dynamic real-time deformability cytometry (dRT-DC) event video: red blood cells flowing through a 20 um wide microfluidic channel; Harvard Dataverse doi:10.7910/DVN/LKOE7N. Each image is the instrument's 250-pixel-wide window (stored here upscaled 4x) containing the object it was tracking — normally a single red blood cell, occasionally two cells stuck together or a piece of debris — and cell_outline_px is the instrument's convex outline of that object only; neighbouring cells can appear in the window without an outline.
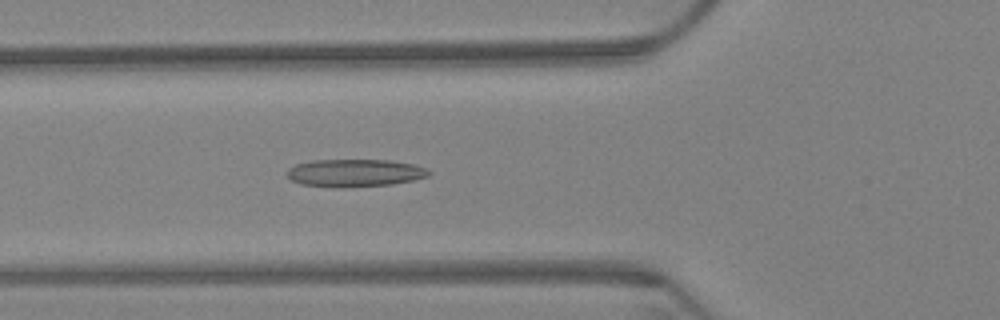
{"species": "Egyptian fruit bat (a non-hibernating species)", "species_latin": "Rousettus aegyptiacus", "temperature_condition": "warm", "stored_images_in_passage": 63, "camera_frame_rate_fps": 3000, "um_per_image_px": 0.085, "animal": {"sex": "female"}, "frame": {"image": 1, "passage_image": 23, "time_ms": 7.333, "image_size_px": [1000, 320], "cell_outline_px": [[432, 172], [428, 176], [412, 180], [392, 184], [344, 188], [300, 184], [292, 180], [288, 176], [288, 168], [296, 164], [312, 160], [388, 160], [416, 164], [428, 168]], "centroid_in_image_um": [30.19, 14.69], "position_along_channel_um": 95.6, "area_um2": 22.95}}
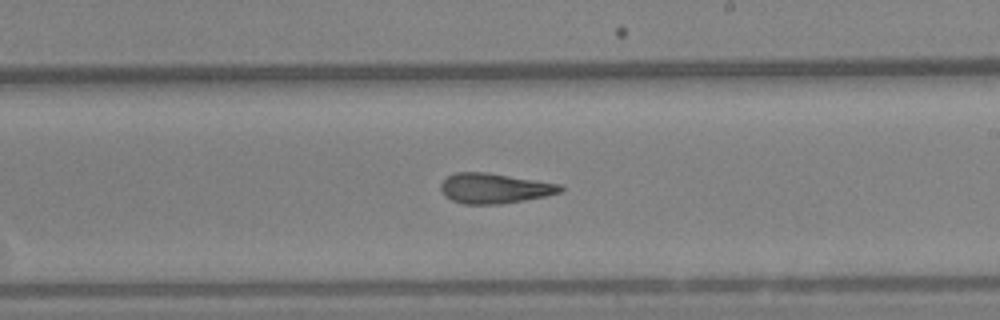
{"frame": {"image": 2, "passage_image": 37, "time_ms": 12.0, "image_size_px": [1000, 320], "cell_outline_px": [[564, 188], [560, 192], [544, 196], [524, 200], [500, 204], [464, 204], [452, 200], [444, 196], [440, 188], [440, 184], [448, 176], [456, 172], [484, 172], [560, 184]], "centroid_in_image_um": [41.98, 16.01], "position_along_channel_um": 247.0, "area_um2": 20.75}}
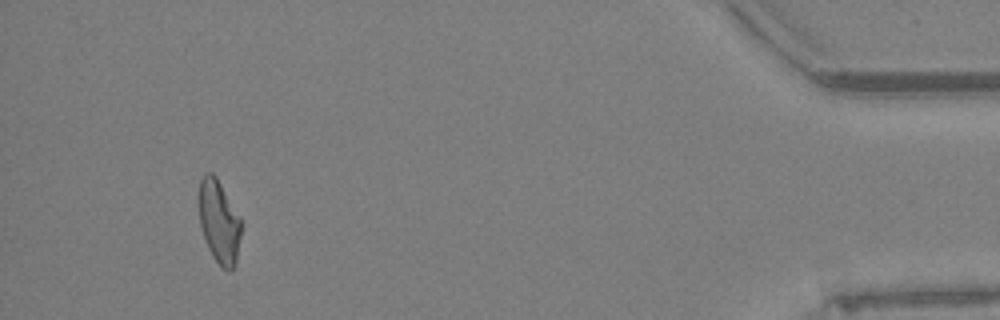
{"frame": {"image": 3, "passage_image": 59, "time_ms": 19.333, "image_size_px": [1000, 320], "cell_outline_px": [[240, 236], [236, 264], [228, 272], [220, 268], [212, 256], [208, 248], [200, 224], [200, 176], [208, 172], [212, 172], [216, 176], [240, 216]], "centroid_in_image_um": [18.63, 18.87], "position_along_channel_um": 416.6, "area_um2": 20.35}, "authors_computed_cell_mechanics": {"area_um2": 21.4438, "velocity_mm_per_s": 3.2532, "shape_relaxation_time_tau1_ms": null, "shape_relaxation_time_tau2_ms": 3.524, "deformation_change_tau1": null, "deformation_change_tau2": 0.1284}}